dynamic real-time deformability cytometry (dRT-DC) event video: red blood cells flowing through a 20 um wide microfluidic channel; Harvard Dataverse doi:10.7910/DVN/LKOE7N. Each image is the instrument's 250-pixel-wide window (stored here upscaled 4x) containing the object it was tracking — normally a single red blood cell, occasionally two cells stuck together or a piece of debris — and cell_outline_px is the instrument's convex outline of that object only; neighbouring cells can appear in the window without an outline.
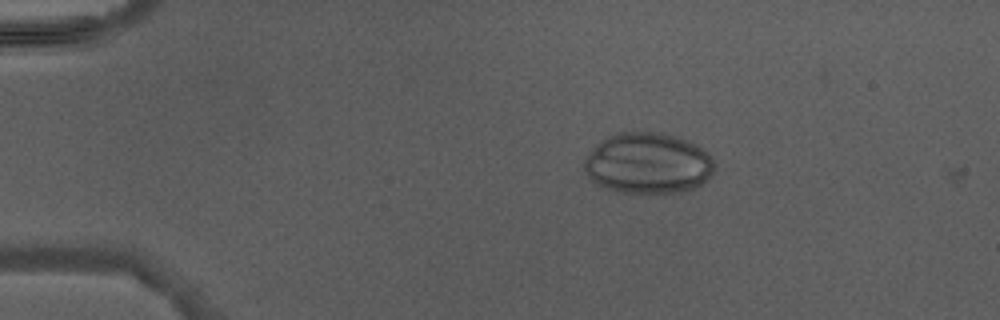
{"species": "Egyptian fruit bat (a non-hibernating species)", "species_latin": "Rousettus aegyptiacus", "temperature_condition": "warm", "stored_images_in_passage": 3, "camera_frame_rate_fps": 3000, "um_per_image_px": 0.085, "animal": {"sex": "male"}, "frame": {"image": 1, "passage_image": 2, "time_ms": 1.333, "image_size_px": [1000, 320], "cell_outline_px": [[712, 176], [704, 184], [680, 192], [648, 196], [616, 192], [604, 188], [596, 184], [584, 172], [584, 160], [596, 144], [608, 136], [624, 128], [660, 132], [680, 136], [704, 148], [712, 156]], "centroid_in_image_um": [55.07, 13.88], "position_along_channel_um": 29.9, "area_um2": 48.21}}